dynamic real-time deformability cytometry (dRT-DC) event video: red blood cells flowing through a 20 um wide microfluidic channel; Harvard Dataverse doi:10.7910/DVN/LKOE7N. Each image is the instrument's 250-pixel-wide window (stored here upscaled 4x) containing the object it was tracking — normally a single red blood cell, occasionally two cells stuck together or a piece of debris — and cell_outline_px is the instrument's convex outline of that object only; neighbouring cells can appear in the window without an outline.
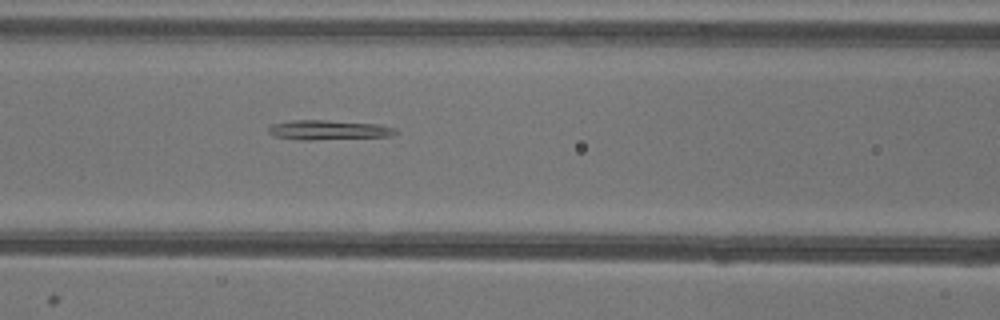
{"species": "common noctule bat (a hibernating species)", "species_latin": "Nyctalus noctula", "temperature_condition": "warm", "stored_images_in_passage": 39, "camera_frame_rate_fps": 3000, "um_per_image_px": 0.085, "animal": {"sex": "female"}, "frame": {"image": 1, "passage_image": 9, "time_ms": 2.667, "image_size_px": [1000, 320], "cell_outline_px": [[400, 132], [388, 136], [308, 140], [296, 140], [276, 136], [268, 132], [268, 128], [272, 124], [292, 120], [328, 120], [376, 124], [396, 128]], "centroid_in_image_um": [27.91, 11.04], "position_along_channel_um": 138.7, "area_um2": 14.45}}
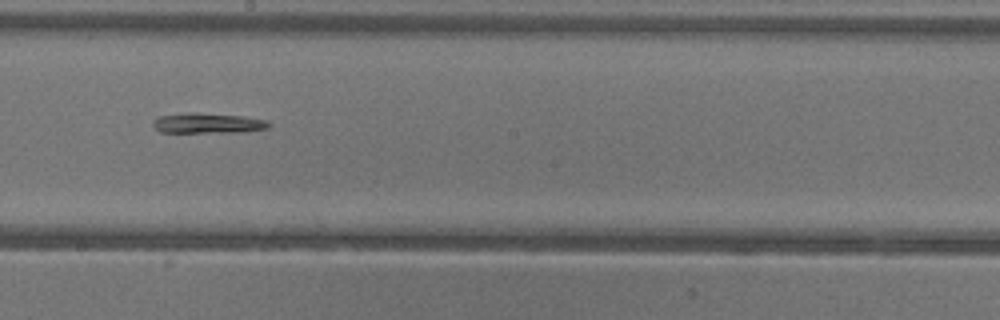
{"frame": {"image": 2, "passage_image": 16, "time_ms": 5.0, "image_size_px": [1000, 320], "cell_outline_px": [[272, 124], [268, 128], [244, 132], [160, 132], [152, 124], [152, 120], [156, 116], [188, 112], [196, 112], [244, 116], [268, 120]], "centroid_in_image_um": [17.67, 10.45], "position_along_channel_um": 230.5, "area_um2": 13.93}}
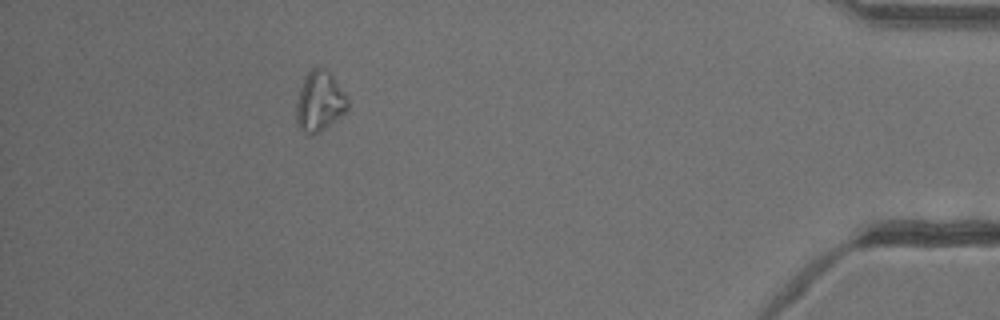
{"frame": {"image": 3, "passage_image": 34, "time_ms": 11.0, "image_size_px": [1000, 320], "cell_outline_px": [[348, 108], [340, 116], [320, 132], [308, 136], [300, 128], [296, 120], [296, 100], [304, 76], [312, 68], [324, 68], [332, 76], [348, 100]], "centroid_in_image_um": [27.12, 8.64], "position_along_channel_um": 408.1, "area_um2": 17.74}}